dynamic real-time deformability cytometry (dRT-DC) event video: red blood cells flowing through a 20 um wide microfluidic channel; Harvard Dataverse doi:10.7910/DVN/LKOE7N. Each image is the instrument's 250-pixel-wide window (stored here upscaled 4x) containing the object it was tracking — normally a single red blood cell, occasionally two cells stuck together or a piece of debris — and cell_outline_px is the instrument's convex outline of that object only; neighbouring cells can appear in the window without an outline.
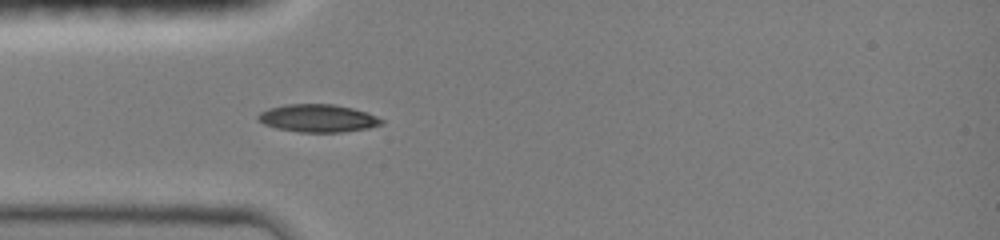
{"species": "common noctule bat (a hibernating species)", "species_latin": "Nyctalus noctula", "temperature_condition": "room temperature", "stored_images_in_passage": 35, "camera_frame_rate_fps": 3000, "um_per_image_px": 0.085, "animal": {"sex": "female", "body_mass_g": 19.0, "forearm_length_mm": 51.5}, "frame": {"image": 1, "passage_image": 1, "time_ms": 0.0, "image_size_px": [1000, 240], "cell_outline_px": [[384, 124], [368, 128], [340, 132], [300, 132], [276, 128], [264, 124], [256, 120], [256, 116], [260, 112], [268, 108], [284, 104], [332, 104], [352, 108], [376, 116], [384, 120]], "centroid_in_image_um": [26.97, 10.05], "position_along_channel_um": 58.0, "area_um2": 20.0}}
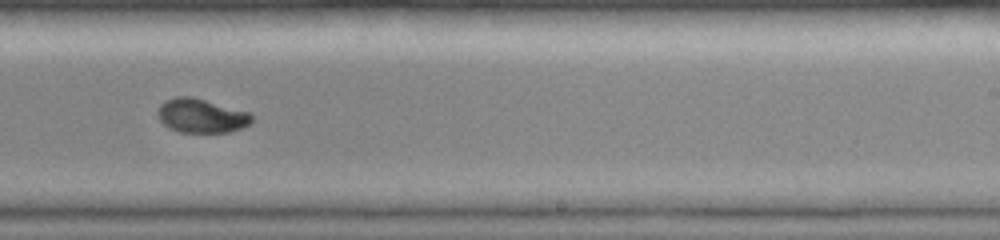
{"frame": {"image": 2, "passage_image": 17, "time_ms": 5.333, "image_size_px": [1000, 240], "cell_outline_px": [[252, 120], [248, 124], [240, 128], [228, 132], [180, 132], [168, 128], [160, 120], [156, 112], [160, 104], [164, 100], [176, 96], [192, 96], [252, 112]], "centroid_in_image_um": [17.09, 9.82], "position_along_channel_um": 271.9, "area_um2": 18.9}}
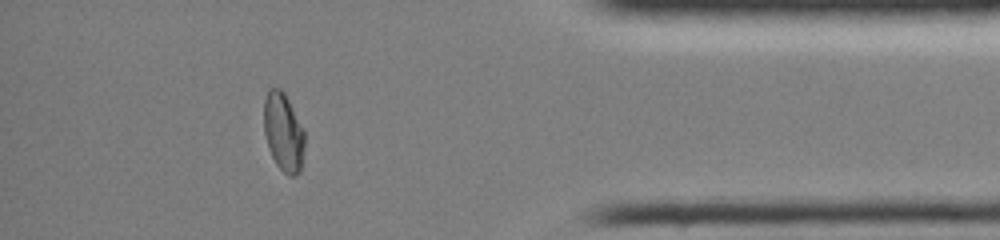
{"frame": {"image": 3, "passage_image": 29, "time_ms": 9.333, "image_size_px": [1000, 240], "cell_outline_px": [[304, 144], [300, 172], [296, 176], [288, 176], [276, 164], [268, 148], [264, 132], [264, 100], [268, 88], [280, 88], [284, 92], [304, 128]], "centroid_in_image_um": [24.08, 11.22], "position_along_channel_um": 411.1, "area_um2": 18.73}, "authors_computed_cell_mechanics": {"area_um2": 19.1318, "velocity_mm_per_s": 4.0434, "shape_relaxation_time_tau1_ms": 5.782, "shape_relaxation_time_tau2_ms": null, "deformation_change_tau1": 0.2424, "deformation_change_tau2": null}}